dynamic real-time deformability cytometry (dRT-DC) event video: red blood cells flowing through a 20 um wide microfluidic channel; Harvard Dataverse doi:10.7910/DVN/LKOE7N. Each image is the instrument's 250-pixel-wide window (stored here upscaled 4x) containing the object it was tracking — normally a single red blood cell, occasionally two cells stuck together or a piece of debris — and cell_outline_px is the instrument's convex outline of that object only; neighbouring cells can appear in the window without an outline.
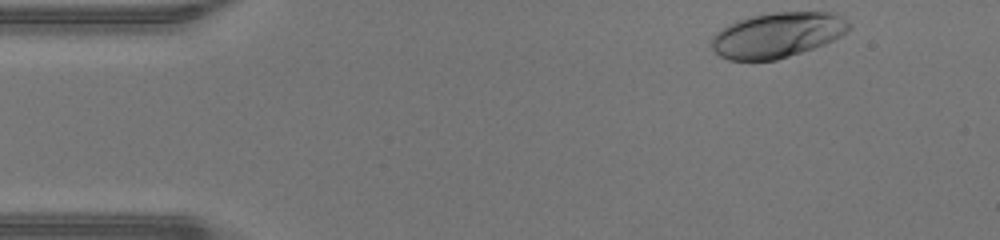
{"species": "human", "species_latin": "Homo sapiens", "temperature_condition": "warm", "stored_images_in_passage": 37, "camera_frame_rate_fps": 3000, "um_per_image_px": 0.085, "donor": {"sex": "male"}, "frame": {"image": 1, "passage_image": 1, "time_ms": 0.0, "image_size_px": [1000, 240], "cell_outline_px": [[852, 28], [848, 32], [824, 44], [776, 60], [728, 60], [720, 56], [712, 48], [712, 36], [716, 32], [736, 20], [752, 16], [772, 12], [836, 12], [852, 24]], "centroid_in_image_um": [66.11, 2.96], "position_along_channel_um": 18.9, "area_um2": 36.18}}
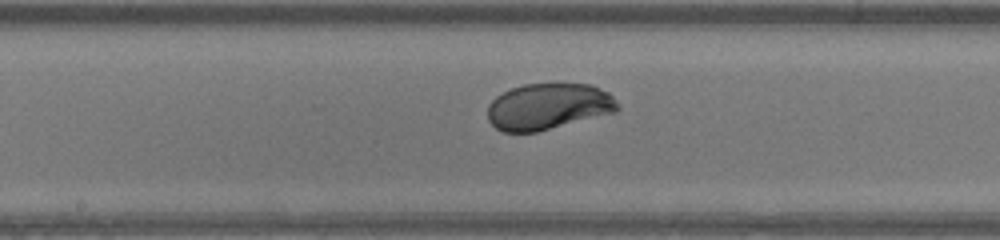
{"frame": {"image": 2, "passage_image": 20, "time_ms": 6.333, "image_size_px": [1000, 240], "cell_outline_px": [[620, 108], [616, 112], [536, 132], [504, 132], [496, 128], [488, 120], [488, 104], [496, 96], [512, 88], [524, 84], [592, 84], [608, 92], [620, 104]], "centroid_in_image_um": [46.62, 9.05], "position_along_channel_um": 201.6, "area_um2": 35.08}}
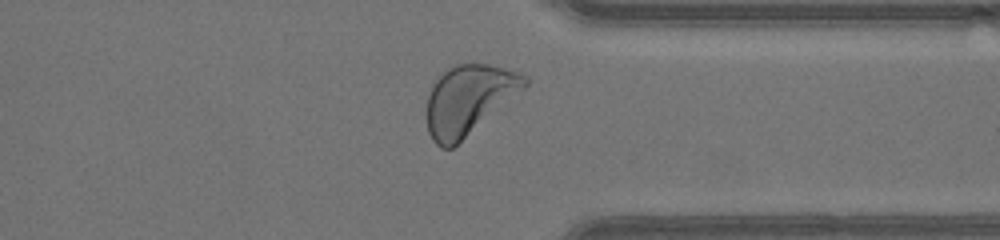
{"frame": {"image": 3, "passage_image": 32, "time_ms": 10.333, "image_size_px": [1000, 240], "cell_outline_px": [[528, 84], [452, 148], [440, 148], [432, 140], [428, 132], [428, 96], [432, 84], [448, 68], [456, 64], [488, 64], [504, 68], [516, 72], [524, 76], [528, 80]], "centroid_in_image_um": [39.8, 8.47], "position_along_channel_um": 371.6, "area_um2": 38.55}, "authors_computed_cell_mechanics": {"area_um2": 35.4314, "velocity_mm_per_s": 4.3401, "shape_relaxation_time_tau1_ms": 2.9437, "shape_relaxation_time_tau2_ms": null, "deformation_change_tau1": 0.1645, "deformation_change_tau2": null}}